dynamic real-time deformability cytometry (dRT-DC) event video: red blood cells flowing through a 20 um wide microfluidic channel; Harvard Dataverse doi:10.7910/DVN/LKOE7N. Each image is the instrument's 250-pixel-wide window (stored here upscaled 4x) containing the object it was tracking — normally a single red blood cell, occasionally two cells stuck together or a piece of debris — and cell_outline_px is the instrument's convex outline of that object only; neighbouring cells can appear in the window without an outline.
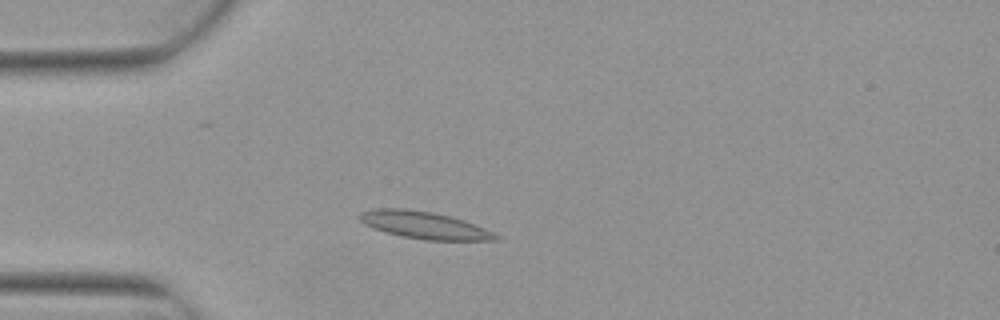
{"species": "Egyptian fruit bat (a non-hibernating species)", "species_latin": "Rousettus aegyptiacus", "temperature_condition": "warm", "stored_images_in_passage": 3, "camera_frame_rate_fps": 3000, "um_per_image_px": 0.085, "animal": {"sex": "female"}, "frame": {"image": 1, "passage_image": 3, "time_ms": 0.667, "image_size_px": [1000, 320], "cell_outline_px": [[500, 240], [424, 240], [400, 236], [384, 232], [372, 228], [364, 224], [356, 216], [360, 212], [376, 208], [400, 208], [432, 212], [452, 216], [464, 220], [484, 228], [500, 236]], "centroid_in_image_um": [36.02, 19.14], "position_along_channel_um": 49.0, "area_um2": 21.73}}